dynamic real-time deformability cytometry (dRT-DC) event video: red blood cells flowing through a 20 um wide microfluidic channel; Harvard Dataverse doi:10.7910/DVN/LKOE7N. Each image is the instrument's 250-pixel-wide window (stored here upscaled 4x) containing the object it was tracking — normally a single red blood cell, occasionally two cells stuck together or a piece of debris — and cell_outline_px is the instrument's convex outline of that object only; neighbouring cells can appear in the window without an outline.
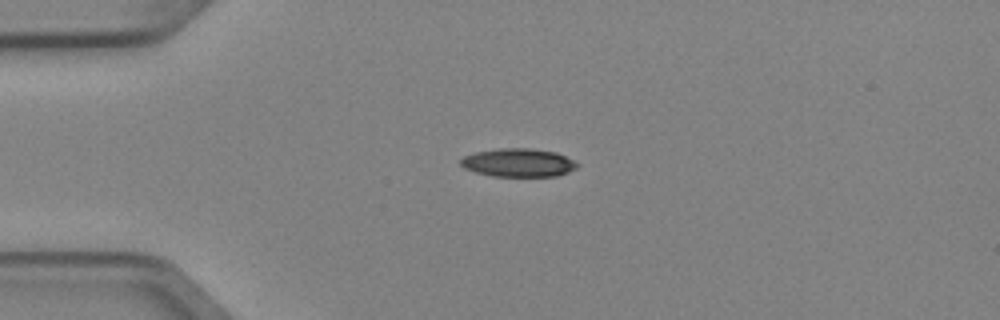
{"species": "Egyptian fruit bat (a non-hibernating species)", "species_latin": "Rousettus aegyptiacus", "temperature_condition": "cold", "stored_images_in_passage": 5, "camera_frame_rate_fps": 3000, "um_per_image_px": 0.085, "animal": {"sex": "female"}, "frame": {"image": 1, "passage_image": 1, "time_ms": 0.0, "image_size_px": [1000, 320], "cell_outline_px": [[580, 164], [576, 168], [568, 172], [556, 176], [492, 176], [476, 172], [464, 168], [460, 164], [460, 160], [464, 156], [476, 152], [500, 148], [532, 148], [556, 152]], "centroid_in_image_um": [44.06, 13.82], "position_along_channel_um": 40.9, "area_um2": 19.19}}
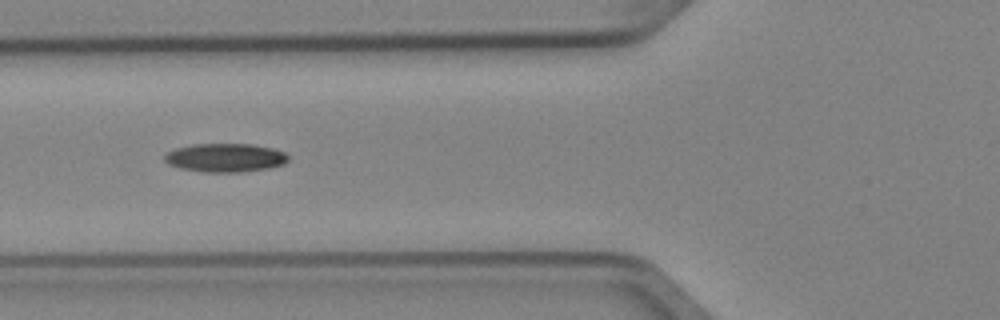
{"frame": {"image": 2, "passage_image": 3, "time_ms": 0.667, "image_size_px": [1000, 320], "cell_outline_px": [[288, 160], [284, 164], [268, 168], [240, 172], [204, 172], [180, 168], [168, 164], [164, 160], [164, 156], [168, 152], [176, 148], [192, 144], [252, 144], [272, 148], [284, 152], [288, 156]], "centroid_in_image_um": [19.14, 13.4], "position_along_channel_um": 106.7, "area_um2": 20.58}}
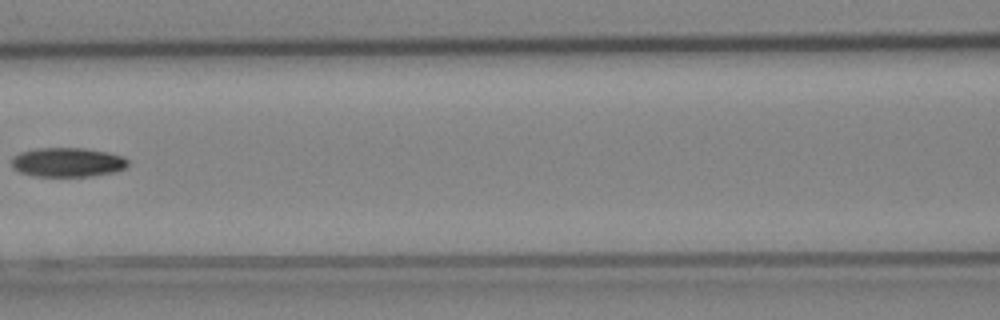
{"frame": {"image": 3, "passage_image": 4, "time_ms": 1.0, "image_size_px": [1000, 320], "cell_outline_px": [[128, 168], [116, 172], [92, 176], [32, 176], [20, 172], [12, 168], [12, 156], [20, 152], [36, 148], [84, 148], [108, 152], [124, 156], [128, 160]], "centroid_in_image_um": [5.77, 13.79], "position_along_channel_um": 160.8, "area_um2": 20.17}}